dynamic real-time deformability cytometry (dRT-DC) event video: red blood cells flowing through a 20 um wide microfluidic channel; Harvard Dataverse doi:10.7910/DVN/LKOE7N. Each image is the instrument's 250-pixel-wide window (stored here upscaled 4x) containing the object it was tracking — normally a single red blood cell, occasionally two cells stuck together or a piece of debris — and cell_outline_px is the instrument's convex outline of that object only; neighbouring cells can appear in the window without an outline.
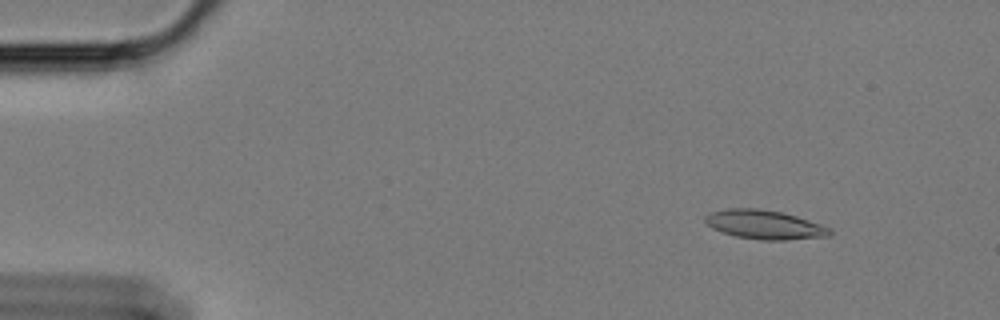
{"species": "Egyptian fruit bat (a non-hibernating species)", "species_latin": "Rousettus aegyptiacus", "temperature_condition": "cold", "stored_images_in_passage": 56, "camera_frame_rate_fps": 3000, "um_per_image_px": 0.085, "animal": {"sex": "female"}, "frame": {"image": 1, "passage_image": 6, "time_ms": 1.667, "image_size_px": [1000, 320], "cell_outline_px": [[832, 236], [784, 240], [760, 240], [736, 236], [712, 228], [704, 220], [704, 216], [712, 212], [728, 208], [760, 208], [780, 212], [796, 216], [832, 228]], "centroid_in_image_um": [65.02, 19.09], "position_along_channel_um": 20.0, "area_um2": 21.04}}
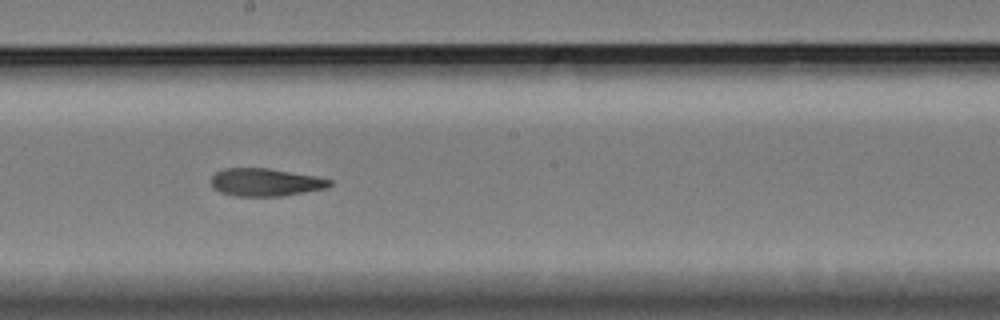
{"frame": {"image": 2, "passage_image": 32, "time_ms": 10.333, "image_size_px": [1000, 320], "cell_outline_px": [[332, 184], [328, 188], [284, 196], [236, 196], [220, 192], [212, 188], [212, 176], [216, 172], [224, 168], [268, 168], [316, 176], [332, 180]], "centroid_in_image_um": [22.58, 15.5], "position_along_channel_um": 225.6, "area_um2": 19.31}}
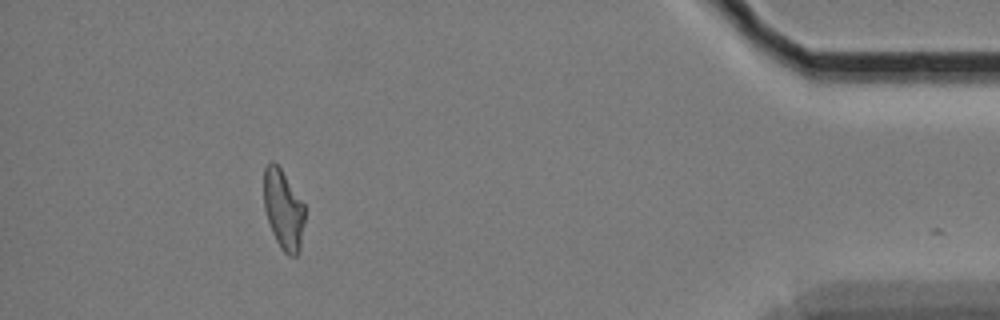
{"frame": {"image": 3, "passage_image": 53, "time_ms": 17.333, "image_size_px": [1000, 320], "cell_outline_px": [[304, 224], [300, 252], [296, 256], [288, 256], [280, 248], [272, 232], [264, 208], [264, 168], [272, 160], [280, 168], [304, 204]], "centroid_in_image_um": [24.09, 17.86], "position_along_channel_um": 411.1, "area_um2": 18.96}, "authors_computed_cell_mechanics": {"area_um2": 19.8254, "velocity_mm_per_s": 3.402, "shape_relaxation_time_tau1_ms": null, "shape_relaxation_time_tau2_ms": 3.8654, "deformation_change_tau1": null, "deformation_change_tau2": 0.1287}}